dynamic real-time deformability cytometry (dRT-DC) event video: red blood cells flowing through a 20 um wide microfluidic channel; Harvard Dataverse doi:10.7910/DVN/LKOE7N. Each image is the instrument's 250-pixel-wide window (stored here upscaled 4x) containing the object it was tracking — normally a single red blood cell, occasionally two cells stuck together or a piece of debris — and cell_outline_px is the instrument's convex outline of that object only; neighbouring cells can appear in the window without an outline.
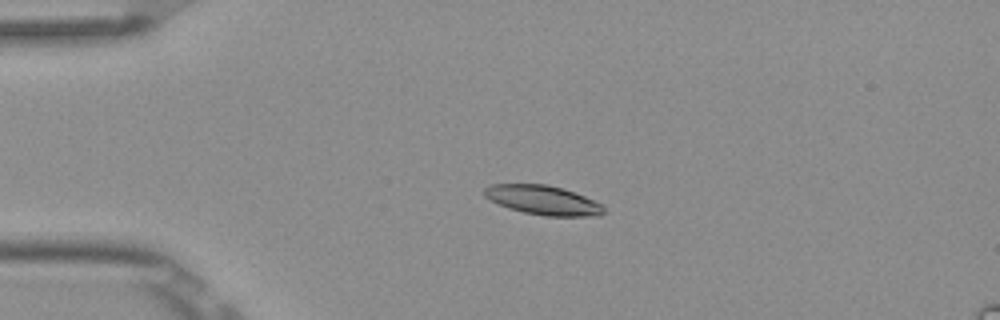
{"species": "Egyptian fruit bat (a non-hibernating species)", "species_latin": "Rousettus aegyptiacus", "temperature_condition": "room temperature", "stored_images_in_passage": 4, "camera_frame_rate_fps": 3000, "um_per_image_px": 0.085, "frame": {"image": 1, "passage_image": 3, "time_ms": 0.667, "image_size_px": [1000, 320], "cell_outline_px": [[604, 212], [600, 216], [544, 216], [524, 212], [508, 208], [484, 196], [484, 188], [492, 184], [548, 184], [564, 188], [604, 204]], "centroid_in_image_um": [46.2, 17.01], "position_along_channel_um": 38.8, "area_um2": 20.46}}